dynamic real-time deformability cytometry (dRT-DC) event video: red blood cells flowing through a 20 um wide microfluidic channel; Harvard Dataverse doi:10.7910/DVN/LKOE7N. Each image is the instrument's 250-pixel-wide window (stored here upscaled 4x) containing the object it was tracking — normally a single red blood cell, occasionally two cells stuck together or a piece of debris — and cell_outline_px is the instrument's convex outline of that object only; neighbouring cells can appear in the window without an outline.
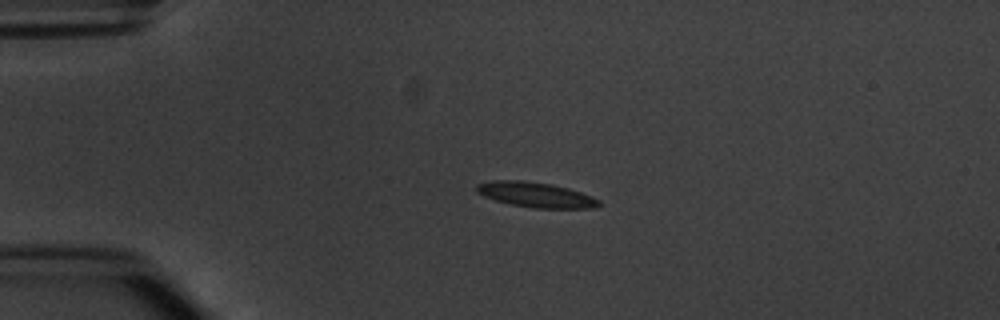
{"species": "common noctule bat (a hibernating species)", "species_latin": "Nyctalus noctula", "temperature_condition": "warm", "stored_images_in_passage": 3, "camera_frame_rate_fps": 3000, "um_per_image_px": 0.085, "animal": {"sex": "male", "body_mass_g": 20.1, "forearm_length_mm": 53.5}, "frame": {"image": 1, "passage_image": 2, "time_ms": 1.333, "image_size_px": [1000, 320], "cell_outline_px": [[600, 204], [592, 208], [532, 208], [512, 204], [496, 200], [484, 196], [476, 192], [476, 184], [488, 180], [520, 180], [552, 184], [568, 188], [580, 192], [600, 200]], "centroid_in_image_um": [45.5, 16.54], "position_along_channel_um": 39.5, "area_um2": 17.8}}